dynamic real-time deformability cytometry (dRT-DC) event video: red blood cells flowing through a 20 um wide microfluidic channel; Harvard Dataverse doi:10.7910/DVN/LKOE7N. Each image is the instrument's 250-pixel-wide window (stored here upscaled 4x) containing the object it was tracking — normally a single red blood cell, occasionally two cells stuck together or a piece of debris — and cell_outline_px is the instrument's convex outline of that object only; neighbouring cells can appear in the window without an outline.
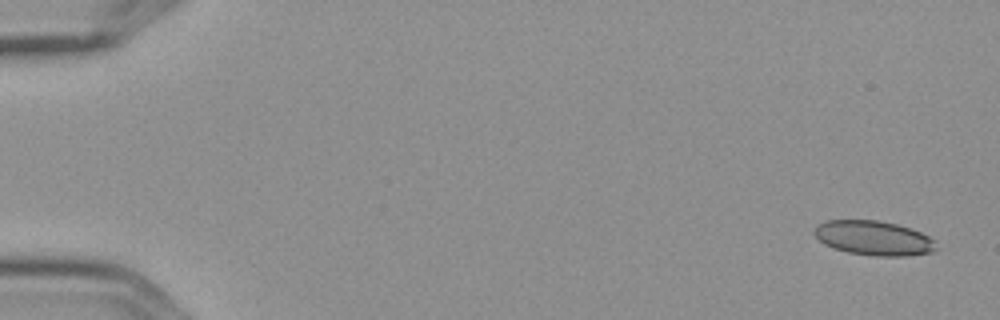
{"species": "Egyptian fruit bat (a non-hibernating species)", "species_latin": "Rousettus aegyptiacus", "temperature_condition": "cold", "stored_images_in_passage": 9, "camera_frame_rate_fps": 3000, "um_per_image_px": 0.085, "frame": {"image": 1, "passage_image": 1, "time_ms": 0.0, "image_size_px": [1000, 320], "cell_outline_px": [[936, 248], [932, 252], [904, 256], [876, 256], [848, 252], [832, 248], [824, 244], [812, 232], [816, 224], [828, 220], [876, 220], [896, 224], [920, 232], [936, 240]], "centroid_in_image_um": [74.23, 20.23], "position_along_channel_um": 10.8, "area_um2": 24.51}}
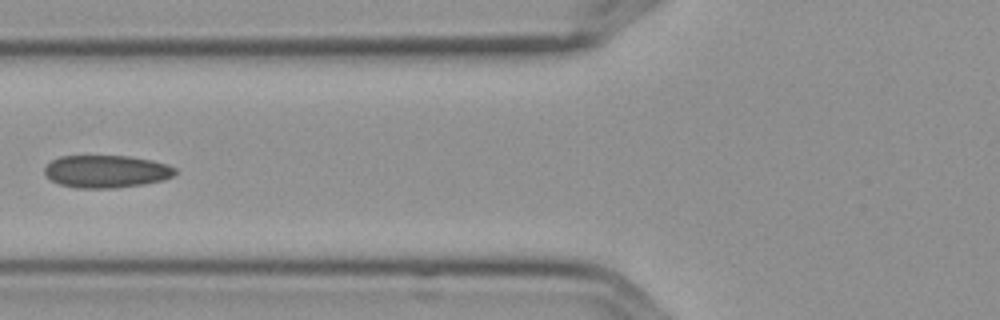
{"frame": {"image": 2, "passage_image": 6, "time_ms": 1.667, "image_size_px": [1000, 320], "cell_outline_px": [[176, 172], [172, 176], [164, 180], [144, 184], [116, 188], [76, 188], [60, 184], [44, 176], [44, 168], [52, 160], [60, 156], [128, 156], [152, 160], [176, 168]], "centroid_in_image_um": [9.02, 14.58], "position_along_channel_um": 116.8, "area_um2": 24.8}}
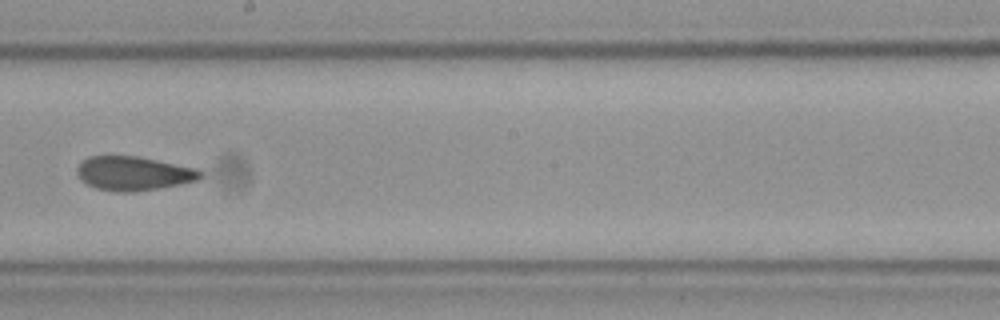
{"frame": {"image": 3, "passage_image": 9, "time_ms": 2.667, "image_size_px": [1000, 320], "cell_outline_px": [[200, 176], [196, 180], [180, 184], [136, 192], [116, 192], [96, 188], [80, 180], [76, 172], [76, 168], [88, 156], [140, 156], [196, 168], [200, 172]], "centroid_in_image_um": [11.31, 14.74], "position_along_channel_um": 236.9, "area_um2": 24.39}}